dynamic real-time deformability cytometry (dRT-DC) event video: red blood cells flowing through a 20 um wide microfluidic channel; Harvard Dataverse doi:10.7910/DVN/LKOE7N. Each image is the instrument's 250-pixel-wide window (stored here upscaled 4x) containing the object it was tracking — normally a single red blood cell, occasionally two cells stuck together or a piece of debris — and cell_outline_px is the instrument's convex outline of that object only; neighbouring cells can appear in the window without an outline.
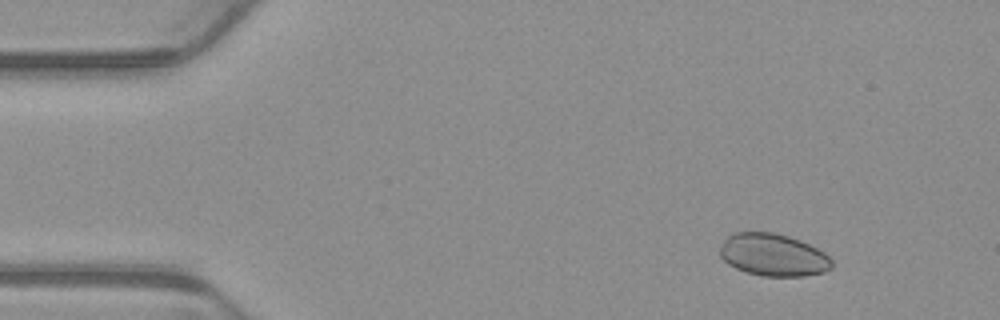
{"species": "common noctule bat (a hibernating species)", "species_latin": "Nyctalus noctula", "temperature_condition": "warm", "stored_images_in_passage": 5, "camera_frame_rate_fps": 3000, "um_per_image_px": 0.085, "animal": {"sex": "male", "body_mass_g": 23.1, "forearm_length_mm": 52.7}, "frame": {"image": 1, "passage_image": 2, "time_ms": 0.333, "image_size_px": [1000, 320], "cell_outline_px": [[832, 268], [824, 272], [804, 276], [760, 276], [736, 268], [728, 264], [720, 256], [720, 248], [724, 240], [732, 232], [772, 232], [788, 236], [800, 240], [824, 252], [832, 260]], "centroid_in_image_um": [65.72, 21.67], "position_along_channel_um": 19.3, "area_um2": 27.63}}